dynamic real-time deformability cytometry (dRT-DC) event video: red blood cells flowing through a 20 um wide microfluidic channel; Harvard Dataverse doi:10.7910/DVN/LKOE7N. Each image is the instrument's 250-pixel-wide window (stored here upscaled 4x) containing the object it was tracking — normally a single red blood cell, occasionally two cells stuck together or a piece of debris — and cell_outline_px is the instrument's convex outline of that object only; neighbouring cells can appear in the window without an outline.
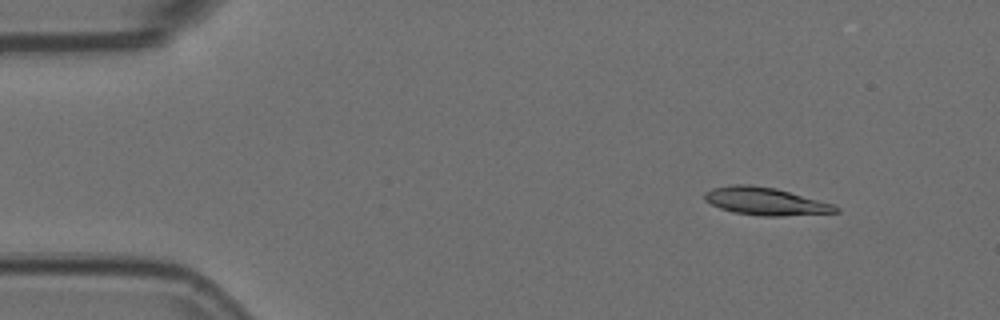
{"species": "Egyptian fruit bat (a non-hibernating species)", "species_latin": "Rousettus aegyptiacus", "temperature_condition": "room temperature", "stored_images_in_passage": 49, "camera_frame_rate_fps": 3000, "um_per_image_px": 0.085, "animal": {"sex": "female"}, "frame": {"image": 1, "passage_image": 1, "time_ms": 0.0, "image_size_px": [1000, 320], "cell_outline_px": [[840, 212], [780, 216], [764, 216], [732, 212], [720, 208], [704, 200], [704, 192], [712, 188], [732, 184], [748, 184], [776, 188], [836, 204], [840, 208]], "centroid_in_image_um": [65.09, 17.1], "position_along_channel_um": 19.9, "area_um2": 21.33}}
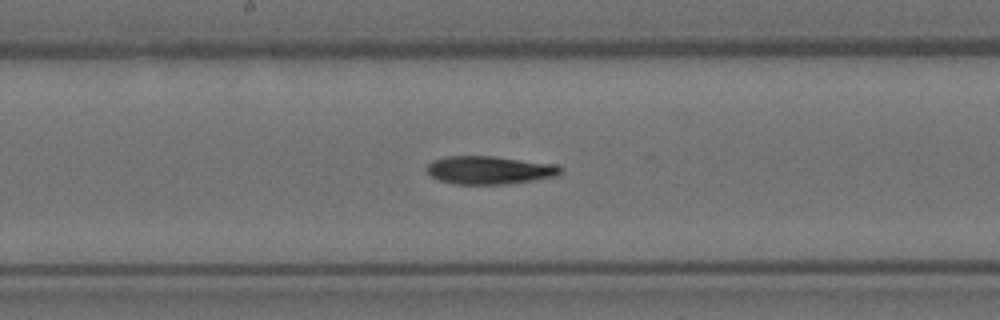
{"frame": {"image": 2, "passage_image": 23, "time_ms": 7.333, "image_size_px": [1000, 320], "cell_outline_px": [[564, 172], [556, 176], [532, 180], [504, 184], [452, 184], [440, 180], [432, 176], [424, 168], [432, 160], [444, 156], [492, 156], [556, 164], [564, 168]], "centroid_in_image_um": [41.6, 14.45], "position_along_channel_um": 206.6, "area_um2": 22.02}}
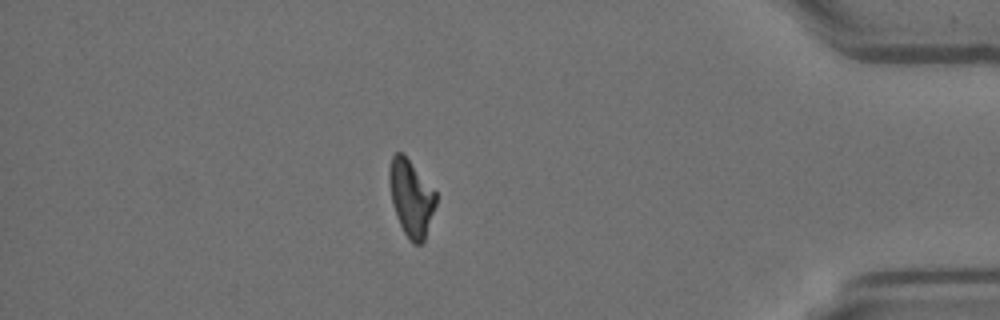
{"frame": {"image": 3, "passage_image": 42, "time_ms": 13.667, "image_size_px": [1000, 320], "cell_outline_px": [[436, 204], [424, 240], [420, 244], [412, 244], [408, 240], [396, 216], [392, 204], [388, 180], [388, 172], [392, 156], [396, 152], [400, 152], [408, 160], [436, 192]], "centroid_in_image_um": [34.92, 16.86], "position_along_channel_um": 400.3, "area_um2": 20.52}, "authors_computed_cell_mechanics": {"area_um2": 21.6172, "velocity_mm_per_s": 3.7083, "shape_relaxation_time_tau1_ms": 10.3772, "shape_relaxation_time_tau2_ms": null, "deformation_change_tau1": 0.2479, "deformation_change_tau2": null}}